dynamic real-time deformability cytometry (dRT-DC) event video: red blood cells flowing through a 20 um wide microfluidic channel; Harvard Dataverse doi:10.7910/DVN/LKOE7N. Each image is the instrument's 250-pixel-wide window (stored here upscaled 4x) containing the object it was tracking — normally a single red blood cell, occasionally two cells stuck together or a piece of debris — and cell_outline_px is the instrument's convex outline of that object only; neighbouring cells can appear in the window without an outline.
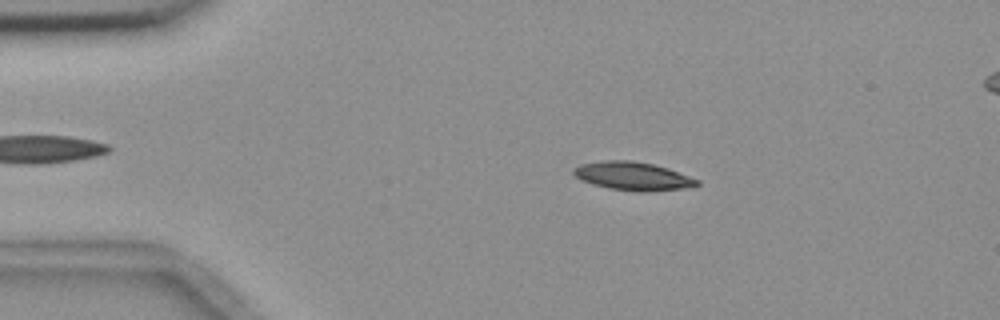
{"species": "common noctule bat (a hibernating species)", "species_latin": "Nyctalus noctula", "temperature_condition": "room temperature", "stored_images_in_passage": 5, "segment_of_instrument_passage": [1, 2], "camera_frame_rate_fps": 3000, "um_per_image_px": 0.085, "animal": {"sex": "female", "body_mass_g": 18.4}, "frame": {"image": 1, "passage_image": 3, "time_ms": 2.0, "image_size_px": [1000, 320], "cell_outline_px": [[700, 184], [684, 188], [648, 192], [640, 192], [608, 188], [592, 184], [580, 180], [572, 172], [572, 168], [580, 164], [604, 160], [632, 160], [652, 164], [668, 168], [700, 180]], "centroid_in_image_um": [53.77, 14.97], "position_along_channel_um": 31.2, "area_um2": 20.52}}